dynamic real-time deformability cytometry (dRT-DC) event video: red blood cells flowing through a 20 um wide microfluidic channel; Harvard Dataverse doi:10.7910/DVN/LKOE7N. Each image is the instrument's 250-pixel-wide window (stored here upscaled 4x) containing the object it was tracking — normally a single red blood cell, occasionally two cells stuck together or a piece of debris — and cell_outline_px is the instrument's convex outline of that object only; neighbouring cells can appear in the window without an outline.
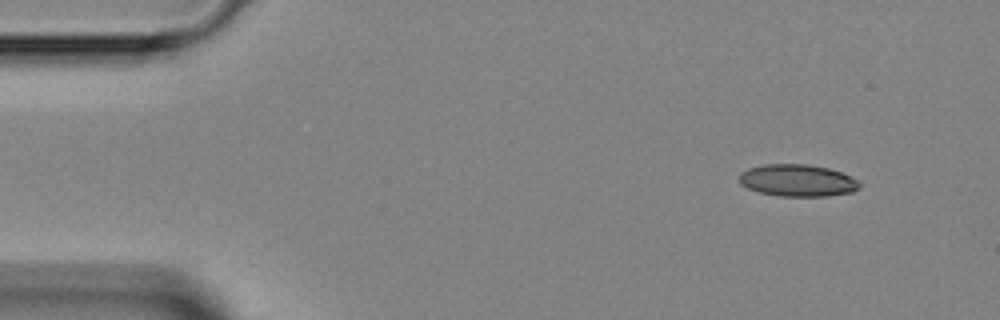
{"species": "Egyptian fruit bat (a non-hibernating species)", "species_latin": "Rousettus aegyptiacus", "temperature_condition": "room temperature", "stored_images_in_passage": 4, "camera_frame_rate_fps": 3000, "um_per_image_px": 0.085, "animal": {"sex": "female"}, "frame": {"image": 1, "passage_image": 1, "time_ms": 0.0, "image_size_px": [1000, 320], "cell_outline_px": [[860, 188], [852, 192], [824, 196], [776, 196], [760, 192], [748, 188], [740, 184], [736, 180], [736, 176], [740, 172], [748, 168], [764, 164], [808, 164], [828, 168], [840, 172], [856, 180], [860, 184]], "centroid_in_image_um": [67.71, 15.33], "position_along_channel_um": 17.3, "area_um2": 22.6}}
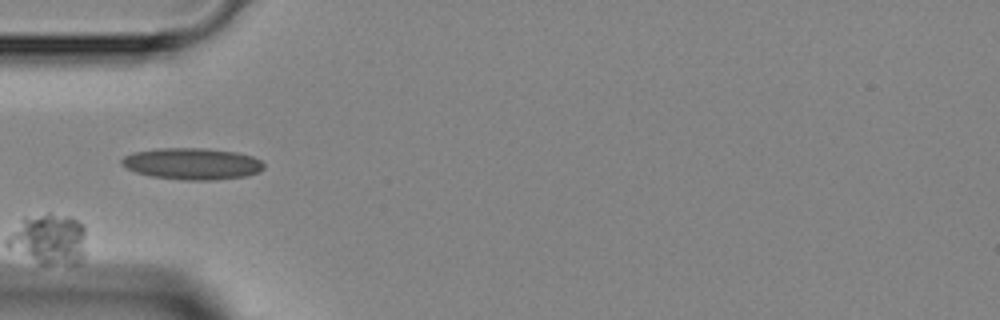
{"frame": {"image": 2, "passage_image": 4, "time_ms": 3.333, "image_size_px": [1000, 320], "cell_outline_px": [[264, 168], [260, 172], [244, 176], [212, 180], [184, 180], [152, 176], [136, 172], [120, 164], [120, 160], [124, 156], [132, 152], [156, 148], [204, 148], [236, 152], [252, 156], [260, 160], [264, 164]], "centroid_in_image_um": [16.32, 13.91], "position_along_channel_um": 68.7, "area_um2": 26.18}}